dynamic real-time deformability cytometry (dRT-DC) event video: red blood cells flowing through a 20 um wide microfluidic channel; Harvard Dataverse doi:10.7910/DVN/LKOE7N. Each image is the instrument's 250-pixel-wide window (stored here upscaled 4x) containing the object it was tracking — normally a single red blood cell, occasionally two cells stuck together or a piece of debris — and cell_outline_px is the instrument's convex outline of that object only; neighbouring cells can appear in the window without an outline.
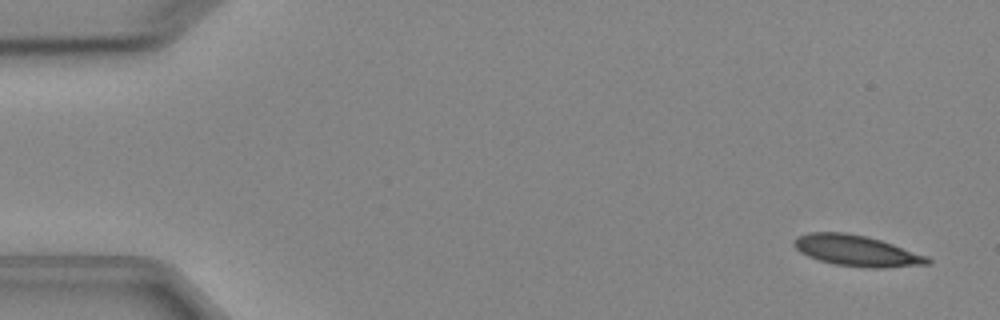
{"species": "Egyptian fruit bat (a non-hibernating species)", "species_latin": "Rousettus aegyptiacus", "temperature_condition": "cold", "stored_images_in_passage": 4, "camera_frame_rate_fps": 3000, "um_per_image_px": 0.085, "animal": {"sex": "female"}, "frame": {"image": 1, "passage_image": 1, "time_ms": 0.0, "image_size_px": [1000, 320], "cell_outline_px": [[932, 264], [884, 268], [872, 268], [836, 264], [820, 260], [808, 256], [800, 252], [792, 244], [796, 236], [808, 232], [844, 232], [868, 236], [928, 256], [932, 260]], "centroid_in_image_um": [72.83, 21.3], "position_along_channel_um": 12.2, "area_um2": 24.1}}